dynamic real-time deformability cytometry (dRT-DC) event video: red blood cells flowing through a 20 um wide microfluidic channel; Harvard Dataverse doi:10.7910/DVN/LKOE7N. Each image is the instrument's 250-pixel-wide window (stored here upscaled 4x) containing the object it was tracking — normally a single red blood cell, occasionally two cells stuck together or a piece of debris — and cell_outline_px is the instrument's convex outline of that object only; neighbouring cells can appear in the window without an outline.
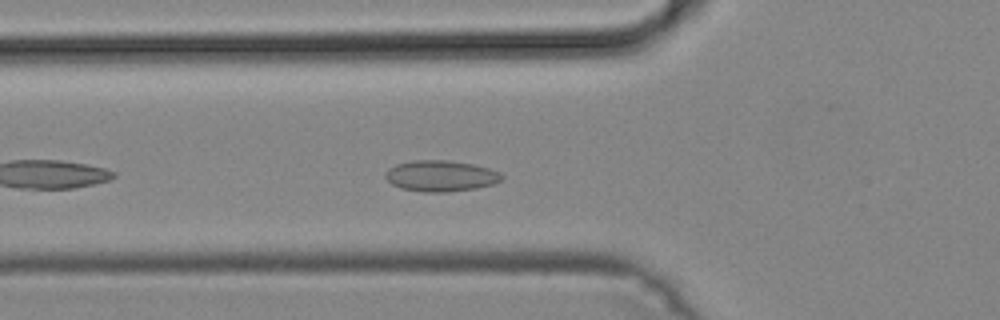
{"species": "common noctule bat (a hibernating species)", "species_latin": "Nyctalus noctula", "temperature_condition": "cold", "stored_images_in_passage": 31, "camera_frame_rate_fps": 3000, "um_per_image_px": 0.085, "animal": {"sex": "male", "body_mass_g": 19.2, "forearm_length_mm": 51.8}, "frame": {"image": 1, "passage_image": 5, "time_ms": 1.333, "image_size_px": [1000, 320], "cell_outline_px": [[504, 176], [500, 180], [492, 184], [476, 188], [448, 192], [424, 192], [400, 188], [392, 184], [384, 176], [388, 168], [396, 164], [412, 160], [444, 160], [472, 164], [488, 168], [500, 172]], "centroid_in_image_um": [37.44, 14.95], "position_along_channel_um": 88.4, "area_um2": 20.98}}
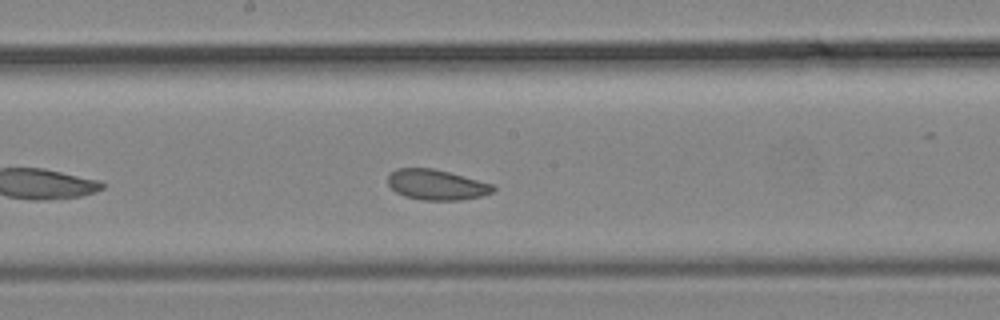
{"frame": {"image": 2, "passage_image": 14, "time_ms": 4.333, "image_size_px": [1000, 320], "cell_outline_px": [[496, 188], [492, 192], [480, 196], [464, 200], [420, 200], [404, 196], [396, 192], [388, 184], [388, 176], [396, 168], [432, 168], [448, 172], [492, 184]], "centroid_in_image_um": [37.08, 15.71], "position_along_channel_um": 211.1, "area_um2": 18.5}}
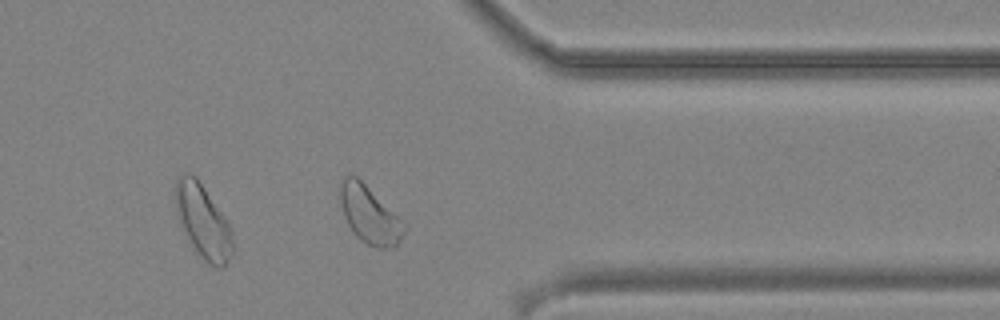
{"frame": {"image": 3, "passage_image": 27, "time_ms": 8.667, "image_size_px": [1000, 320], "cell_outline_px": [[408, 224], [400, 240], [396, 244], [388, 248], [380, 248], [368, 244], [360, 240], [356, 236], [348, 224], [344, 216], [340, 200], [340, 184], [344, 176], [356, 176], [404, 220]], "centroid_in_image_um": [31.44, 18.26], "position_along_channel_um": 380.0, "area_um2": 21.27}}